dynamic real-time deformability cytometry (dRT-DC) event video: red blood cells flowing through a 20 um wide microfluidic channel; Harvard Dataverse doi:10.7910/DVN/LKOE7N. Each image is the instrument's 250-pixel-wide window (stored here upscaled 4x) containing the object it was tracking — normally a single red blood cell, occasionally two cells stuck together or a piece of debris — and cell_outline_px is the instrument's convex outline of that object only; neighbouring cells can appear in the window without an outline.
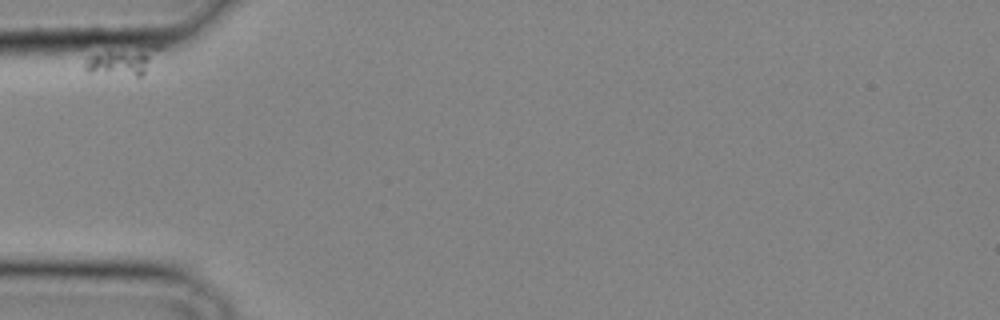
{"species": "common noctule bat (a hibernating species)", "species_latin": "Nyctalus noctula", "temperature_condition": "cold", "stored_images_in_passage": 28, "camera_frame_rate_fps": 3000, "um_per_image_px": 0.085, "animal": {"sex": "male", "body_mass_g": 20.4}, "frame": {"image": 1, "passage_image": 1, "time_ms": 0.0, "image_size_px": [1000, 320], "cell_outline_px": [[160, 48], [144, 76], [136, 76], [88, 72], [84, 68], [84, 60], [88, 56], [96, 52], [152, 44], [160, 44]], "centroid_in_image_um": [10.44, 5.16], "position_along_channel_um": 74.6, "area_um2": 12.48}}
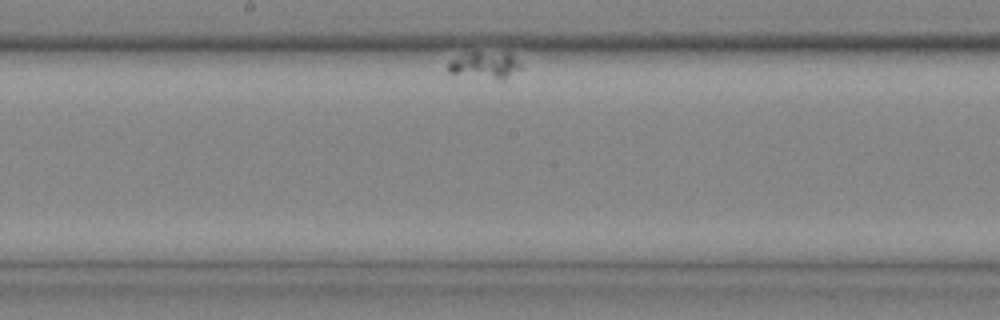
{"frame": {"image": 2, "passage_image": 14, "time_ms": 4.333, "image_size_px": [1000, 320], "cell_outline_px": [[524, 64], [520, 68], [508, 76], [500, 80], [448, 72], [448, 64], [452, 60], [472, 52], [508, 52]], "centroid_in_image_um": [41.29, 5.52], "position_along_channel_um": 206.9, "area_um2": 11.1}}
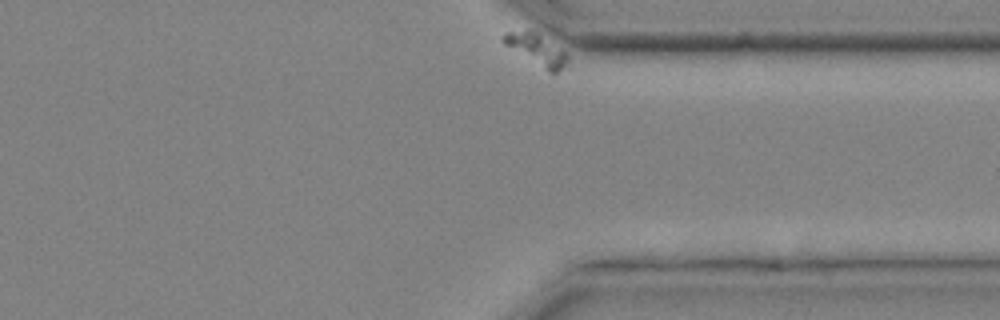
{"frame": {"image": 3, "passage_image": 28, "time_ms": 9.0, "image_size_px": [1000, 320], "cell_outline_px": [[568, 64], [556, 72], [548, 72], [504, 44], [500, 40], [500, 36], [504, 32], [532, 32], [540, 36], [564, 52], [568, 56]], "centroid_in_image_um": [45.57, 4.25], "position_along_channel_um": 365.8, "area_um2": 11.1}}